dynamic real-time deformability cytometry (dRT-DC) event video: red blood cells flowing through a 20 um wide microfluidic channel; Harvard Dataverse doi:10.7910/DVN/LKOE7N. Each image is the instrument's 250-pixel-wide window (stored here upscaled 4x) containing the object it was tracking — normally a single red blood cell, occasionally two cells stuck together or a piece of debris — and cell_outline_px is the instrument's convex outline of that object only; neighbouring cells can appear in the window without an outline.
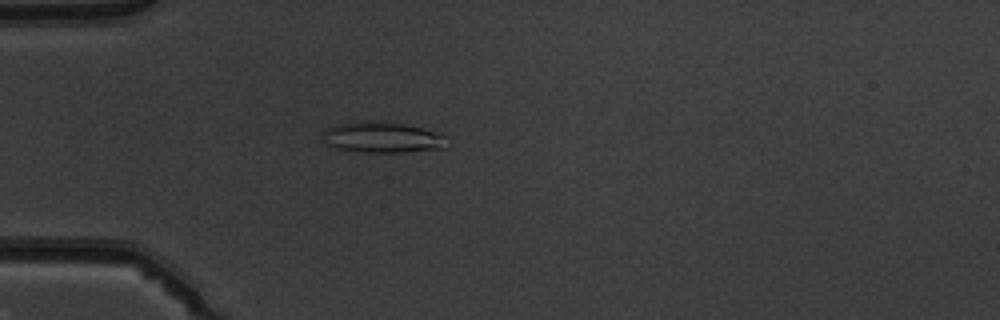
{"species": "common noctule bat (a hibernating species)", "species_latin": "Nyctalus noctula", "temperature_condition": "warm", "stored_images_in_passage": 52, "camera_frame_rate_fps": 3000, "um_per_image_px": 0.085, "animal": {"sex": "male", "body_mass_g": 19.5, "forearm_length_mm": 54.6}, "frame": {"image": 1, "passage_image": 16, "time_ms": 5.0, "image_size_px": [1000, 320], "cell_outline_px": [[448, 136], [444, 148], [404, 152], [364, 152], [336, 148], [328, 144], [324, 132], [324, 128], [344, 124], [404, 124], [424, 128], [440, 132]], "centroid_in_image_um": [32.64, 11.72], "position_along_channel_um": 52.4, "area_um2": 21.21}}
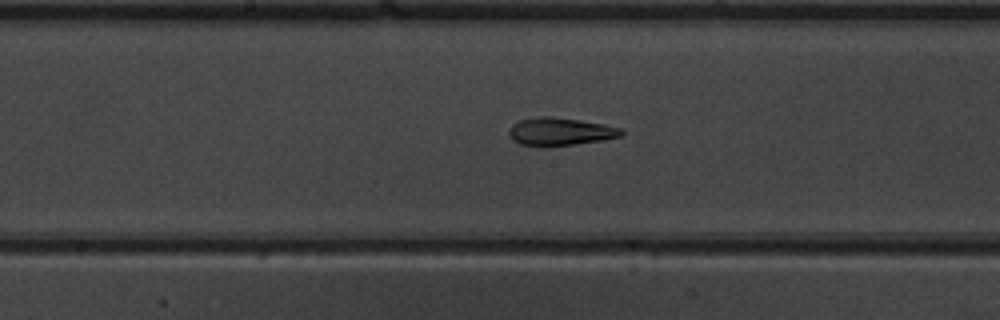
{"frame": {"image": 2, "passage_image": 28, "time_ms": 9.0, "image_size_px": [1000, 320], "cell_outline_px": [[624, 132], [620, 136], [604, 140], [576, 144], [544, 148], [520, 144], [512, 140], [508, 132], [512, 124], [520, 120], [540, 116], [552, 116], [604, 124], [620, 128]], "centroid_in_image_um": [47.58, 11.21], "position_along_channel_um": 200.6, "area_um2": 18.5}}
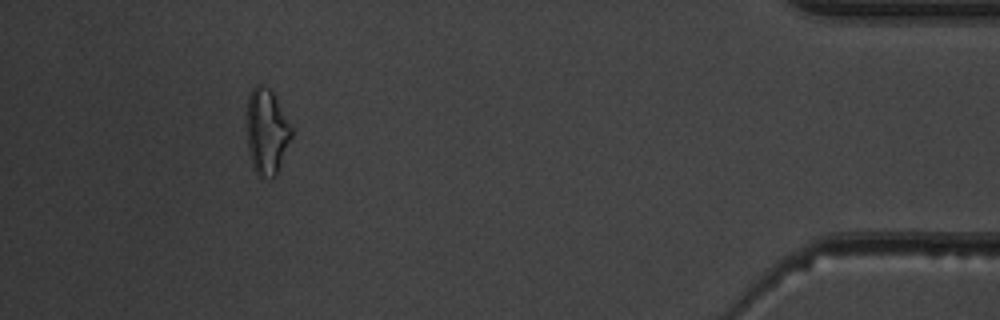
{"frame": {"image": 3, "passage_image": 48, "time_ms": 15.667, "image_size_px": [1000, 320], "cell_outline_px": [[292, 136], [276, 176], [260, 176], [252, 168], [248, 148], [248, 96], [252, 88], [256, 84], [260, 84], [272, 88], [292, 128]], "centroid_in_image_um": [22.68, 11.14], "position_along_channel_um": 412.5, "area_um2": 22.25}, "authors_computed_cell_mechanics": {"area_um2": 19.6231, "velocity_mm_per_s": 4.0101, "shape_relaxation_time_tau1_ms": null, "shape_relaxation_time_tau2_ms": 2.3329, "deformation_change_tau1": null, "deformation_change_tau2": 0.0922}}